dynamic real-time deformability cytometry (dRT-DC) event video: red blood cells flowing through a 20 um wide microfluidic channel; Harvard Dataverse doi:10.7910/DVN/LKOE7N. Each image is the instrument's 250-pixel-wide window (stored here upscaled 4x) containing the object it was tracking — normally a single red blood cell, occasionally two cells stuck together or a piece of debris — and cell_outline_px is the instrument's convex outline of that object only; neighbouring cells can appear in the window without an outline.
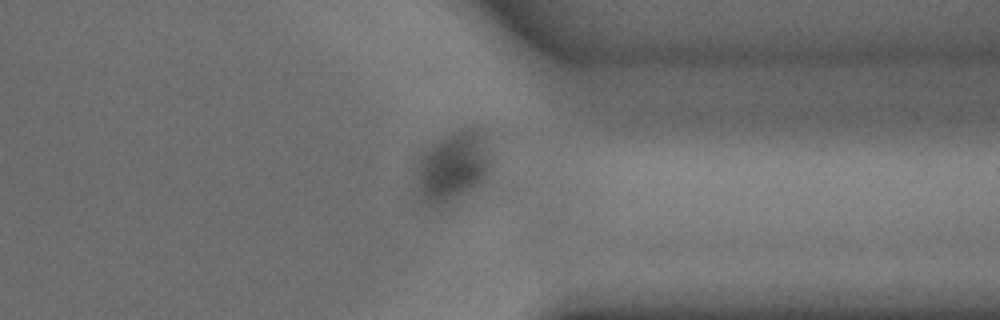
{"species": "common noctule bat (a hibernating species)", "species_latin": "Nyctalus noctula", "temperature_condition": "warm", "stored_images_in_passage": 35, "camera_frame_rate_fps": 3000, "um_per_image_px": 0.085, "animal": {"sex": "male", "body_mass_g": 15.6}, "frame": {"image": 1, "passage_image": 27, "time_ms": 8.667, "image_size_px": [1000, 320], "cell_outline_px": [[492, 164], [484, 176], [480, 180], [456, 196], [448, 200], [432, 204], [424, 200], [420, 192], [420, 160], [432, 144], [444, 132], [452, 128], [464, 124], [476, 124], [488, 128], [492, 132]], "centroid_in_image_um": [38.71, 13.8], "position_along_channel_um": 372.7, "area_um2": 30.69}}
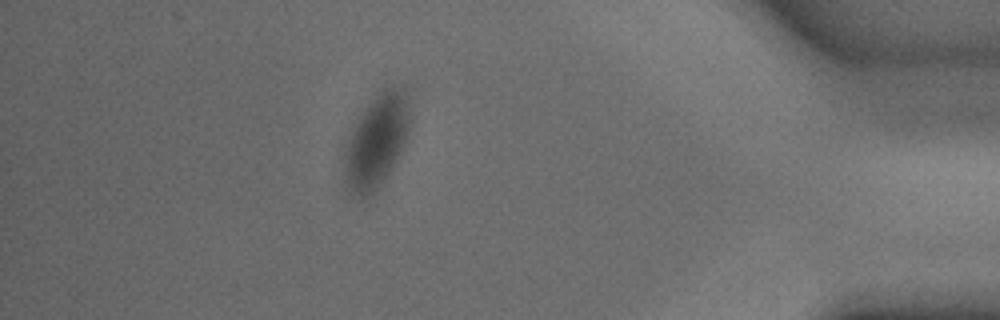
{"frame": {"image": 2, "passage_image": 31, "time_ms": 10.0, "image_size_px": [1000, 320], "cell_outline_px": [[412, 120], [408, 136], [392, 168], [376, 188], [372, 192], [364, 196], [360, 196], [352, 192], [344, 184], [344, 152], [348, 136], [352, 128], [364, 108], [380, 88], [388, 80], [404, 88], [408, 96]], "centroid_in_image_um": [32.04, 11.83], "position_along_channel_um": 403.2, "area_um2": 36.41}}